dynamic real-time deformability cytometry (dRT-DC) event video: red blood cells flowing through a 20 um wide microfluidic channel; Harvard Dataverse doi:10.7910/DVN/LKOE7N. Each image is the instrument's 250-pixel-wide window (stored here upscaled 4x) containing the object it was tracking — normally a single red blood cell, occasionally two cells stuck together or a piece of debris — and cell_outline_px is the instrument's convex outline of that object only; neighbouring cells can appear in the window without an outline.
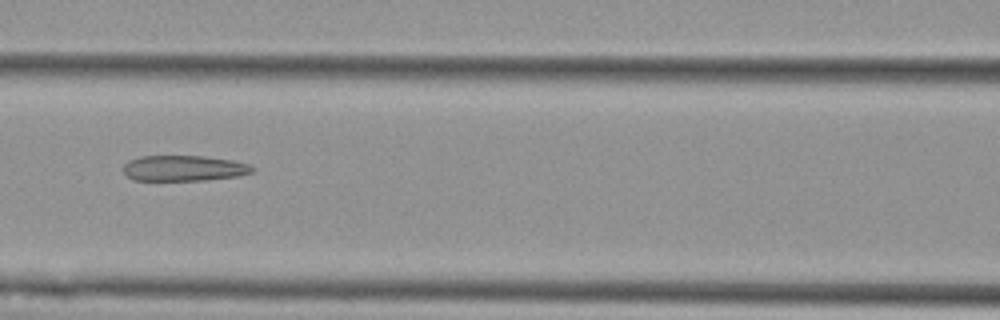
{"species": "Egyptian fruit bat (a non-hibernating species)", "species_latin": "Rousettus aegyptiacus", "temperature_condition": "cold", "stored_images_in_passage": 7, "camera_frame_rate_fps": 3000, "um_per_image_px": 0.085, "animal": {"sex": "female"}, "frame": {"image": 1, "passage_image": 5, "time_ms": 4.667, "image_size_px": [1000, 320], "cell_outline_px": [[256, 172], [240, 176], [204, 180], [132, 180], [124, 172], [124, 164], [128, 160], [140, 156], [204, 156], [232, 160], [248, 164], [256, 168]], "centroid_in_image_um": [15.67, 14.3], "position_along_channel_um": 150.9, "area_um2": 19.42}}
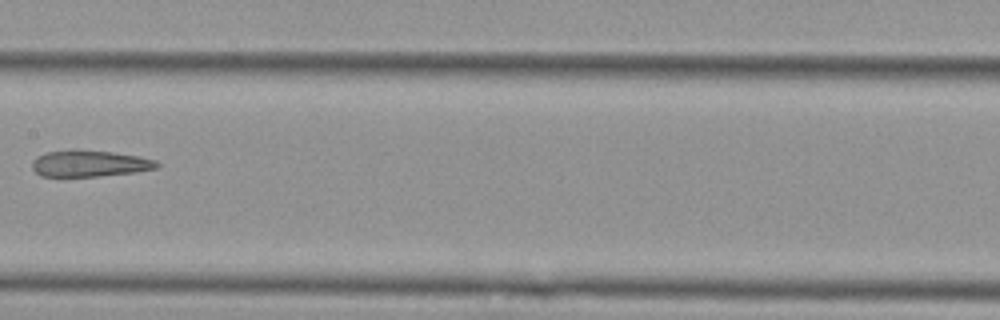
{"frame": {"image": 2, "passage_image": 6, "time_ms": 6.0, "image_size_px": [1000, 320], "cell_outline_px": [[160, 164], [156, 168], [132, 172], [100, 176], [40, 176], [32, 168], [32, 160], [36, 156], [48, 152], [72, 148], [76, 148], [112, 152], [140, 156], [156, 160]], "centroid_in_image_um": [7.58, 13.87], "position_along_channel_um": 199.8, "area_um2": 19.42}}
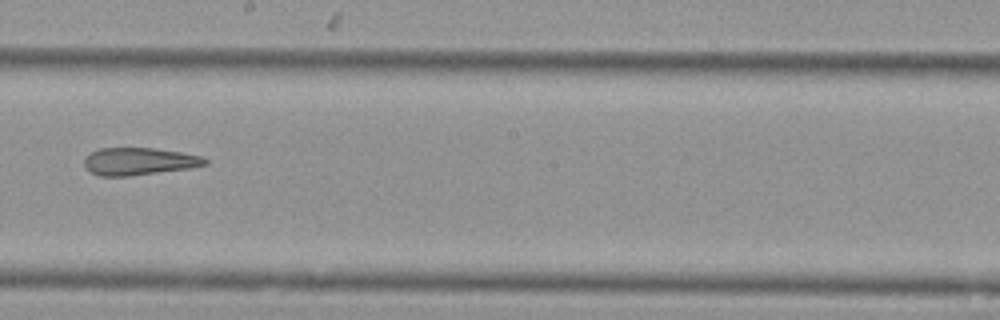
{"frame": {"image": 3, "passage_image": 7, "time_ms": 7.0, "image_size_px": [1000, 320], "cell_outline_px": [[208, 164], [192, 168], [132, 176], [100, 176], [88, 172], [84, 168], [84, 160], [92, 152], [100, 148], [156, 148], [180, 152], [200, 156], [208, 160]], "centroid_in_image_um": [11.81, 13.73], "position_along_channel_um": 236.4, "area_um2": 19.48}}